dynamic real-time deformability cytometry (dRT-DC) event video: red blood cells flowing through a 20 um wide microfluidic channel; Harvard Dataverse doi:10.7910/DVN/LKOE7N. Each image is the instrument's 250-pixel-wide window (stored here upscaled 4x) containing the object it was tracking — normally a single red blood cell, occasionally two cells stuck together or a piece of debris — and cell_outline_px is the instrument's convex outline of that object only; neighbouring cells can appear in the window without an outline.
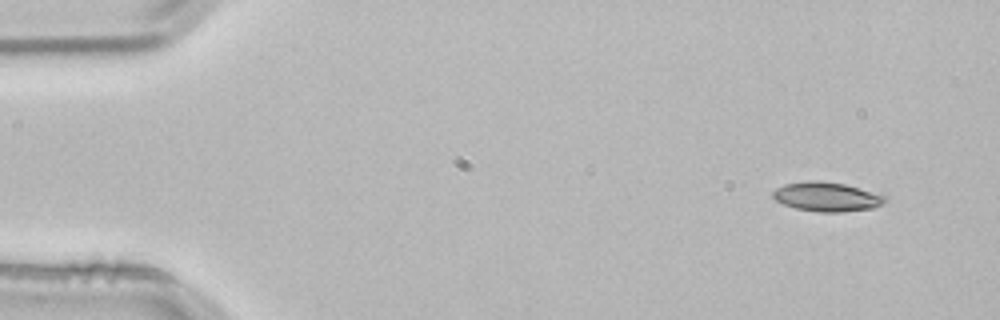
{"species": "common noctule bat (a hibernating species)", "species_latin": "Nyctalus noctula", "temperature_condition": "room temperature", "stored_images_in_passage": 3, "camera_frame_rate_fps": 3000, "um_per_image_px": 0.085, "animal": {"sex": "male", "body_mass_g": 21.5, "forearm_length_mm": 52.0}, "frame": {"image": 1, "passage_image": 1, "time_ms": 0.0, "image_size_px": [1000, 320], "cell_outline_px": [[888, 200], [872, 208], [840, 212], [820, 212], [796, 208], [784, 204], [776, 200], [772, 196], [772, 192], [776, 188], [784, 184], [808, 180], [820, 180], [844, 184], [888, 196]], "centroid_in_image_um": [70.27, 16.71], "position_along_channel_um": 14.7, "area_um2": 19.07}}
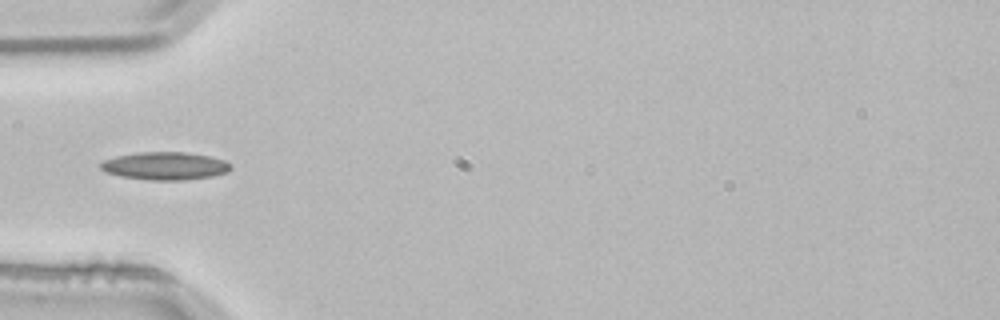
{"frame": {"image": 2, "passage_image": 3, "time_ms": 0.667, "image_size_px": [1000, 320], "cell_outline_px": [[232, 168], [228, 172], [212, 176], [184, 180], [148, 180], [120, 176], [104, 172], [100, 168], [100, 164], [104, 160], [116, 156], [140, 152], [184, 152], [208, 156], [224, 160], [232, 164]], "centroid_in_image_um": [14.03, 14.11], "position_along_channel_um": 71.0, "area_um2": 21.15}}